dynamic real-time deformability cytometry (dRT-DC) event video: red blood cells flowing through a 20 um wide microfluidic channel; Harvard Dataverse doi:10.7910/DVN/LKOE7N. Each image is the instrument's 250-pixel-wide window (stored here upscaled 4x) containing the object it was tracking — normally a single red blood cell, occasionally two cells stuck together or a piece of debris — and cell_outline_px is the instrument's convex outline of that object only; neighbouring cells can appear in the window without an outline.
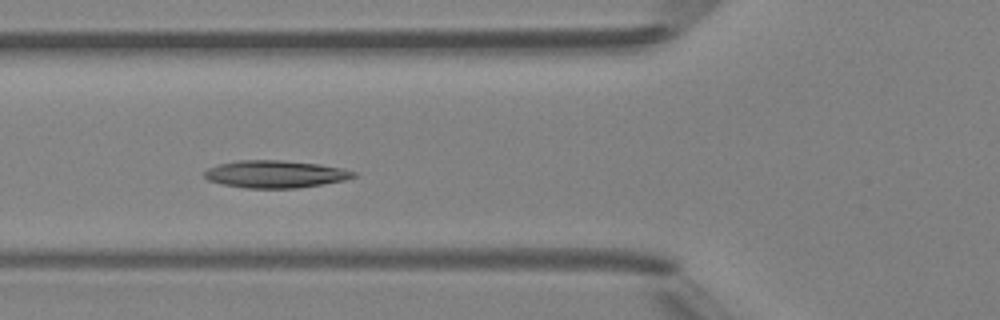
{"species": "Egyptian fruit bat (a non-hibernating species)", "species_latin": "Rousettus aegyptiacus", "temperature_condition": "room temperature", "stored_images_in_passage": 6, "camera_frame_rate_fps": 3000, "um_per_image_px": 0.085, "animal": {"sex": "female"}, "frame": {"image": 1, "passage_image": 4, "time_ms": 4.0, "image_size_px": [1000, 320], "cell_outline_px": [[356, 176], [344, 180], [296, 188], [244, 188], [224, 184], [208, 180], [204, 176], [204, 172], [208, 168], [220, 164], [240, 160], [280, 160], [320, 164], [344, 168], [356, 172]], "centroid_in_image_um": [23.41, 14.79], "position_along_channel_um": 102.4, "area_um2": 23.64}}
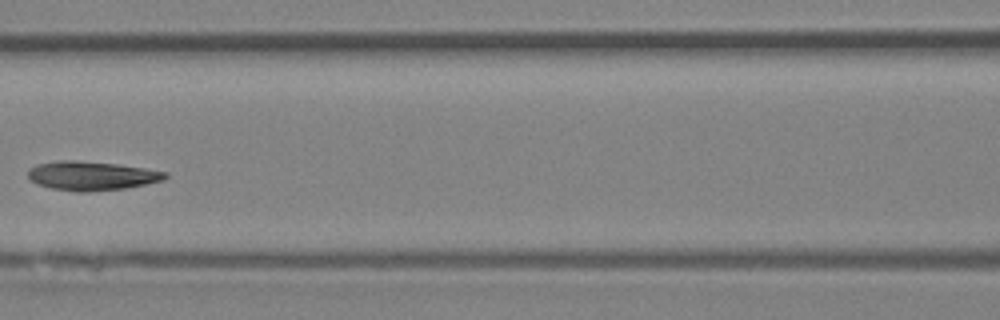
{"frame": {"image": 2, "passage_image": 5, "time_ms": 5.333, "image_size_px": [1000, 320], "cell_outline_px": [[168, 176], [164, 180], [124, 188], [88, 192], [76, 192], [52, 188], [36, 184], [28, 176], [28, 168], [36, 164], [60, 160], [76, 160], [116, 164], [144, 168], [168, 172]], "centroid_in_image_um": [7.76, 14.94], "position_along_channel_um": 158.8, "area_um2": 23.18}}
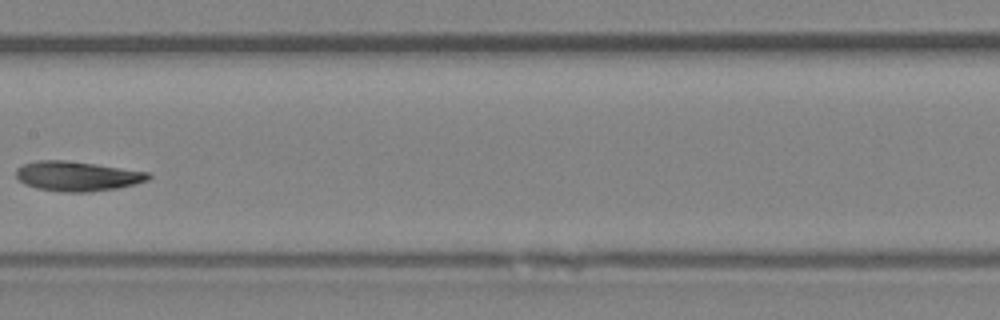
{"frame": {"image": 3, "passage_image": 6, "time_ms": 6.333, "image_size_px": [1000, 320], "cell_outline_px": [[152, 176], [148, 180], [116, 188], [88, 192], [64, 192], [36, 188], [24, 184], [16, 176], [16, 168], [24, 164], [36, 160], [64, 160], [96, 164], [148, 172]], "centroid_in_image_um": [6.53, 14.97], "position_along_channel_um": 200.9, "area_um2": 22.77}}